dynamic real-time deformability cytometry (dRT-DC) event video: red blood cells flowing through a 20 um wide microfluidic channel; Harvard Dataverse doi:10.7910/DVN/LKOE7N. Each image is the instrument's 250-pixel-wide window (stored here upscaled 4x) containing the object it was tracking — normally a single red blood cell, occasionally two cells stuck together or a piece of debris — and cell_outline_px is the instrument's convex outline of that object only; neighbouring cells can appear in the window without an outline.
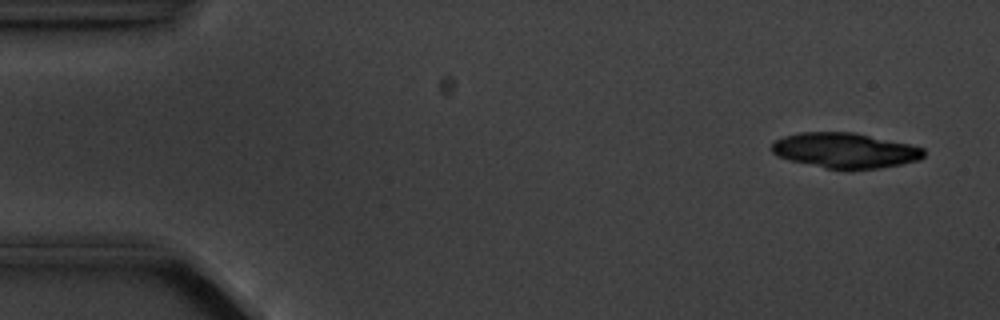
{"species": "common noctule bat (a hibernating species)", "species_latin": "Nyctalus noctula", "temperature_condition": "cold", "stored_images_in_passage": 4, "camera_frame_rate_fps": 3000, "um_per_image_px": 0.085, "animal": {"sex": "male", "body_mass_g": 20.1, "forearm_length_mm": 53.5}, "frame": {"image": 1, "passage_image": 1, "time_ms": 0.0, "image_size_px": [1000, 320], "cell_outline_px": [[924, 156], [920, 160], [904, 164], [880, 168], [848, 172], [844, 172], [824, 168], [788, 160], [776, 156], [772, 152], [772, 144], [776, 140], [784, 136], [800, 132], [856, 132], [908, 144], [924, 148]], "centroid_in_image_um": [71.84, 12.82], "position_along_channel_um": 13.2, "area_um2": 32.02}}